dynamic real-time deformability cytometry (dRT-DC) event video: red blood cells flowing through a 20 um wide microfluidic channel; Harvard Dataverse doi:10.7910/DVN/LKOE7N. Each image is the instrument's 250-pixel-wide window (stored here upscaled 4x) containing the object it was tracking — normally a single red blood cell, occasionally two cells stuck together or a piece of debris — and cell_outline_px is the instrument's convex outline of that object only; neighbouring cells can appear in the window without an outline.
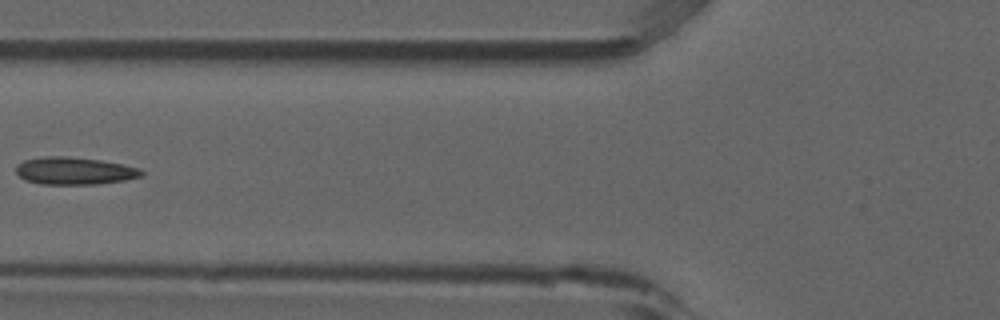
{"species": "common noctule bat (a hibernating species)", "species_latin": "Nyctalus noctula", "temperature_condition": "room temperature", "stored_images_in_passage": 8, "camera_frame_rate_fps": 3000, "um_per_image_px": 0.085, "animal": {"sex": "male", "forearm_length_mm": 52.5}, "frame": {"image": 1, "passage_image": 6, "time_ms": 1.667, "image_size_px": [1000, 320], "cell_outline_px": [[144, 176], [124, 180], [96, 184], [40, 184], [24, 180], [16, 172], [16, 164], [24, 160], [44, 156], [68, 156], [100, 160], [140, 168], [144, 172]], "centroid_in_image_um": [6.31, 14.52], "position_along_channel_um": 119.5, "area_um2": 20.11}}
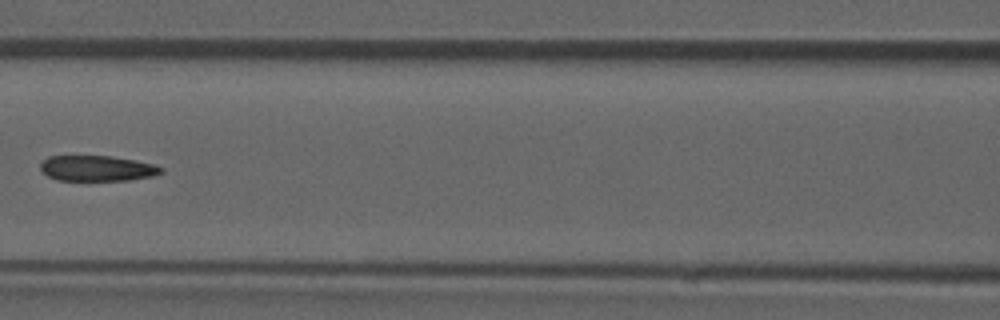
{"frame": {"image": 2, "passage_image": 7, "time_ms": 2.0, "image_size_px": [1000, 320], "cell_outline_px": [[164, 172], [152, 176], [128, 180], [56, 180], [48, 176], [40, 168], [40, 164], [48, 156], [112, 156], [136, 160], [152, 164], [164, 168]], "centroid_in_image_um": [8.27, 14.3], "position_along_channel_um": 158.3, "area_um2": 17.92}}